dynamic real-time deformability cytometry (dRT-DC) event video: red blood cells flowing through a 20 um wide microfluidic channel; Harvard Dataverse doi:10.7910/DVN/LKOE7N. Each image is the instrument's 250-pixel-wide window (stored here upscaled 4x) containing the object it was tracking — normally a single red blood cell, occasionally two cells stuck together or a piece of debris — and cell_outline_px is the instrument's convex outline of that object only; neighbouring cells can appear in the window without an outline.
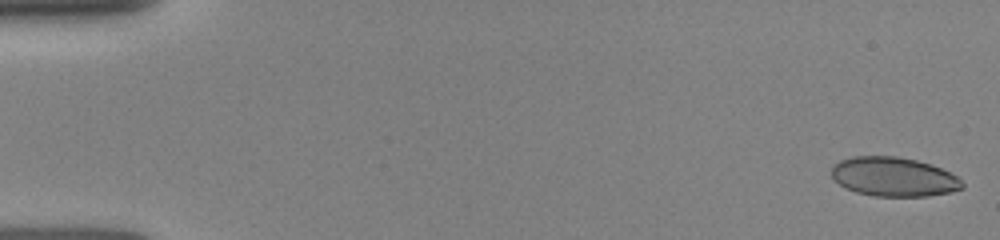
{"species": "human", "species_latin": "Homo sapiens", "temperature_condition": "room temperature", "stored_images_in_passage": 15, "camera_frame_rate_fps": 3000, "um_per_image_px": 0.085, "donor": {"sex": "female"}, "frame": {"image": 1, "passage_image": 1, "time_ms": 0.0, "image_size_px": [1000, 240], "cell_outline_px": [[964, 188], [952, 192], [928, 196], [876, 196], [856, 192], [840, 184], [832, 176], [832, 168], [840, 160], [852, 156], [896, 156], [916, 160], [932, 164], [956, 176], [964, 184]], "centroid_in_image_um": [75.99, 15.03], "position_along_channel_um": 9.0, "area_um2": 29.71}}
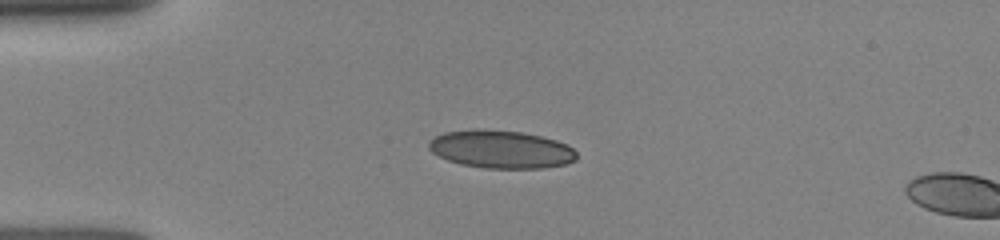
{"frame": {"image": 2, "passage_image": 12, "time_ms": 3.667, "image_size_px": [1000, 240], "cell_outline_px": [[576, 160], [564, 164], [544, 168], [484, 168], [460, 164], [448, 160], [432, 152], [428, 148], [428, 140], [444, 132], [472, 128], [524, 132], [556, 140], [568, 144], [576, 152]], "centroid_in_image_um": [42.56, 12.68], "position_along_channel_um": 42.4, "area_um2": 32.89}}